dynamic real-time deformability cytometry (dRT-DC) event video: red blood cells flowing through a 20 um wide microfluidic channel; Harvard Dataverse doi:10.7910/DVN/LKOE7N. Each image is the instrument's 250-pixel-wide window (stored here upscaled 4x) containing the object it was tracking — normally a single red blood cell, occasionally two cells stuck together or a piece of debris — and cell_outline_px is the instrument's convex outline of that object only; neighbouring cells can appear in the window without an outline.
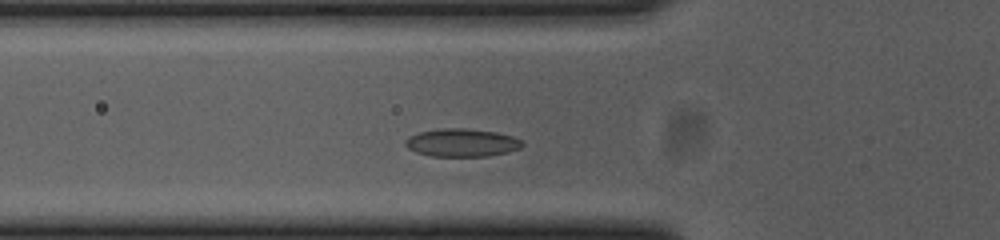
{"species": "common noctule bat (a hibernating species)", "species_latin": "Nyctalus noctula", "temperature_condition": "cold", "stored_images_in_passage": 30, "camera_frame_rate_fps": 3000, "um_per_image_px": 0.085, "animal": {"sex": "female", "body_mass_g": 23.0, "forearm_length_mm": 53.4}, "frame": {"image": 1, "passage_image": 2, "time_ms": 0.333, "image_size_px": [1000, 240], "cell_outline_px": [[524, 144], [520, 148], [508, 152], [488, 156], [432, 156], [416, 152], [408, 148], [404, 144], [404, 140], [408, 136], [420, 132], [440, 128], [464, 128], [496, 132], [512, 136], [524, 140]], "centroid_in_image_um": [39.26, 12.12], "position_along_channel_um": 86.5, "area_um2": 19.19}}
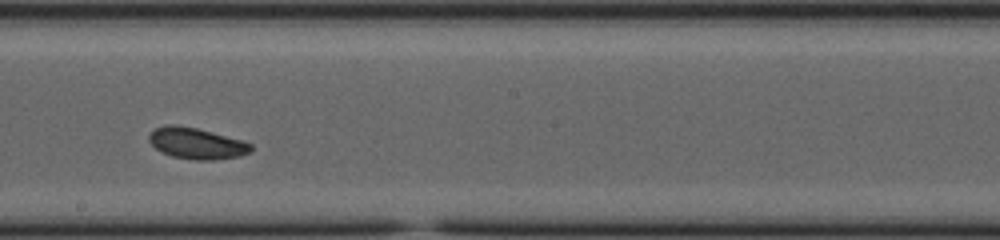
{"frame": {"image": 2, "passage_image": 14, "time_ms": 4.333, "image_size_px": [1000, 240], "cell_outline_px": [[252, 152], [240, 156], [212, 160], [196, 160], [172, 156], [160, 152], [148, 140], [148, 136], [156, 128], [164, 124], [176, 124], [196, 128], [244, 140], [252, 144]], "centroid_in_image_um": [16.72, 12.18], "position_along_channel_um": 231.5, "area_um2": 18.67}}
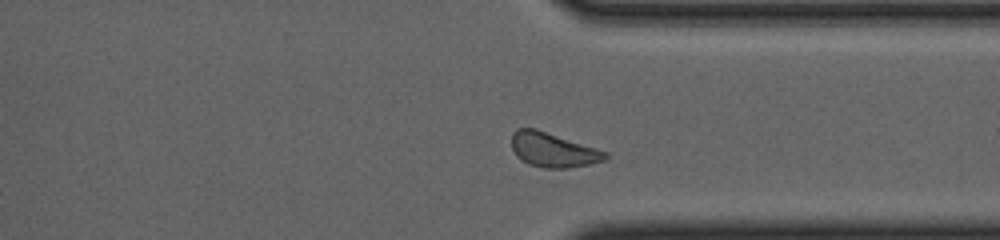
{"frame": {"image": 3, "passage_image": 25, "time_ms": 8.0, "image_size_px": [1000, 240], "cell_outline_px": [[608, 160], [568, 168], [544, 168], [528, 164], [516, 156], [512, 148], [512, 132], [516, 128], [536, 128], [608, 152]], "centroid_in_image_um": [47.0, 12.74], "position_along_channel_um": 364.4, "area_um2": 18.9}}